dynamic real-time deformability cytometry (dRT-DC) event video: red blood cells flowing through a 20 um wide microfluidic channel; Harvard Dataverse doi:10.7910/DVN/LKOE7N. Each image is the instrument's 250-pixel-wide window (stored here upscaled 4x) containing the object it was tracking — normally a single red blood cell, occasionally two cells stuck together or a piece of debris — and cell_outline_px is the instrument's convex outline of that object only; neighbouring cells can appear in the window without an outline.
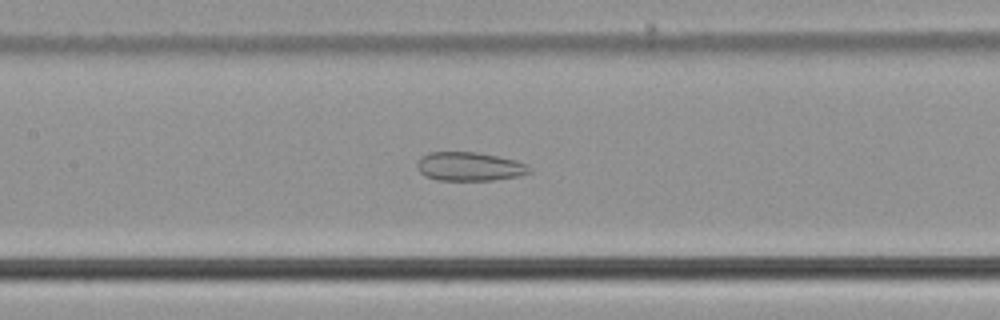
{"species": "common noctule bat (a hibernating species)", "species_latin": "Nyctalus noctula", "temperature_condition": "cold", "stored_images_in_passage": 51, "camera_frame_rate_fps": 3000, "um_per_image_px": 0.085, "animal": {"sex": "male", "body_mass_g": 21.5, "forearm_length_mm": 52.0}, "frame": {"image": 1, "passage_image": 22, "time_ms": 7.0, "image_size_px": [1000, 320], "cell_outline_px": [[532, 172], [520, 176], [492, 180], [436, 180], [424, 176], [416, 168], [416, 164], [420, 156], [428, 152], [476, 152], [516, 160], [532, 168]], "centroid_in_image_um": [39.87, 14.16], "position_along_channel_um": 167.5, "area_um2": 19.02}}
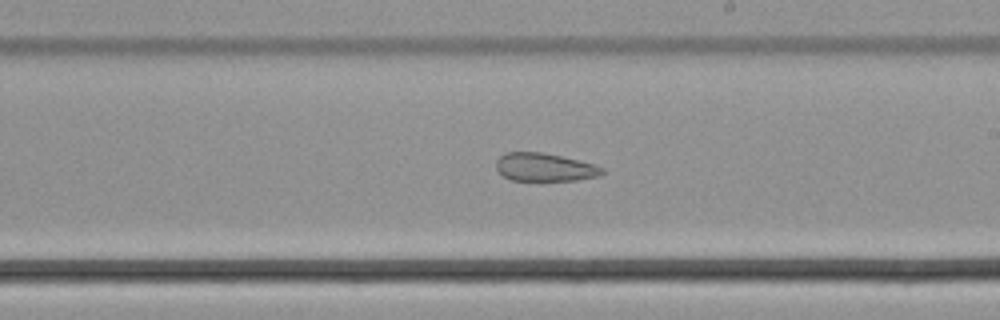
{"frame": {"image": 2, "passage_image": 28, "time_ms": 9.0, "image_size_px": [1000, 320], "cell_outline_px": [[604, 172], [596, 176], [576, 180], [512, 180], [504, 176], [496, 168], [496, 160], [504, 152], [540, 152], [560, 156], [596, 164], [604, 168]], "centroid_in_image_um": [46.28, 14.2], "position_along_channel_um": 242.7, "area_um2": 17.22}}
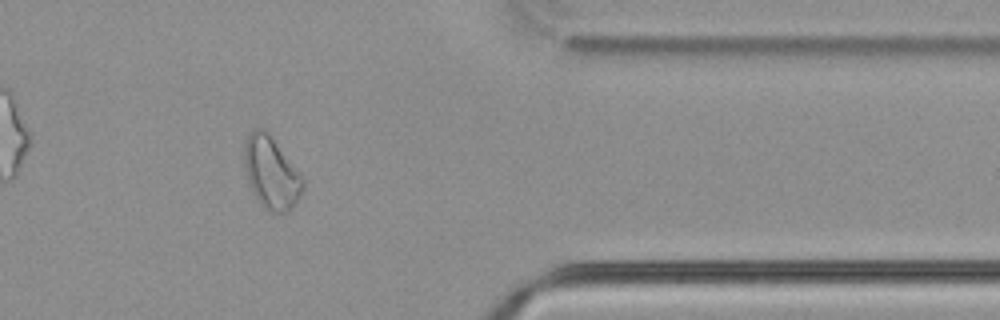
{"frame": {"image": 3, "passage_image": 41, "time_ms": 13.333, "image_size_px": [1000, 320], "cell_outline_px": [[304, 188], [300, 196], [288, 212], [268, 212], [260, 204], [252, 192], [248, 180], [244, 164], [244, 140], [248, 132], [252, 128], [264, 128], [272, 136], [304, 180]], "centroid_in_image_um": [23.02, 14.66], "position_along_channel_um": 388.4, "area_um2": 24.74}, "authors_computed_cell_mechanics": {"area_um2": 24.7384, "velocity_mm_per_s": 3.7795, "shape_relaxation_time_tau1_ms": null, "shape_relaxation_time_tau2_ms": 3.0738, "deformation_change_tau1": null, "deformation_change_tau2": 0.107}}